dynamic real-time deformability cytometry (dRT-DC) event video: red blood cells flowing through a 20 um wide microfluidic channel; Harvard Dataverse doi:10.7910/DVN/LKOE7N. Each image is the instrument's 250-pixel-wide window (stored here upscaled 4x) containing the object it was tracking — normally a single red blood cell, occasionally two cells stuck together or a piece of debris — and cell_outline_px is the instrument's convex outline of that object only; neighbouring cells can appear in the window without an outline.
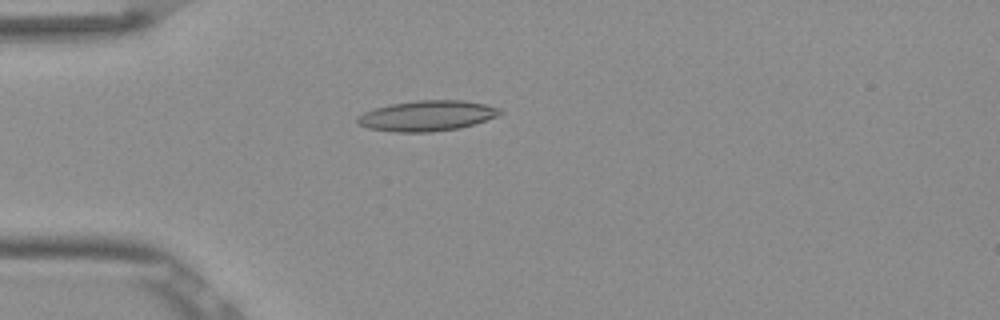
{"species": "Egyptian fruit bat (a non-hibernating species)", "species_latin": "Rousettus aegyptiacus", "temperature_condition": "room temperature", "stored_images_in_passage": 40, "camera_frame_rate_fps": 3000, "um_per_image_px": 0.085, "frame": {"image": 1, "passage_image": 2, "time_ms": 0.333, "image_size_px": [1000, 320], "cell_outline_px": [[504, 112], [496, 116], [460, 128], [432, 132], [396, 132], [368, 128], [360, 124], [356, 120], [356, 116], [364, 112], [376, 108], [392, 104], [416, 100], [464, 100], [484, 104], [500, 108]], "centroid_in_image_um": [36.29, 9.84], "position_along_channel_um": 48.7, "area_um2": 25.14}}
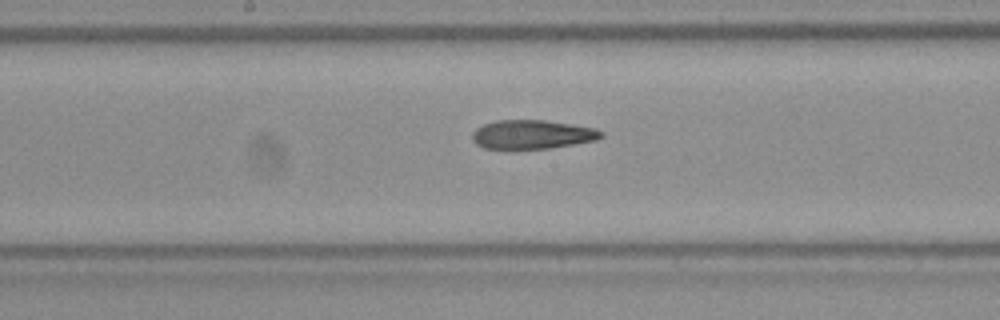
{"frame": {"image": 2, "passage_image": 15, "time_ms": 4.667, "image_size_px": [1000, 320], "cell_outline_px": [[604, 136], [596, 140], [548, 148], [484, 148], [476, 144], [472, 140], [472, 132], [476, 128], [484, 124], [496, 120], [544, 120], [572, 124], [596, 128], [604, 132]], "centroid_in_image_um": [45.24, 11.41], "position_along_channel_um": 203.0, "area_um2": 21.62}}
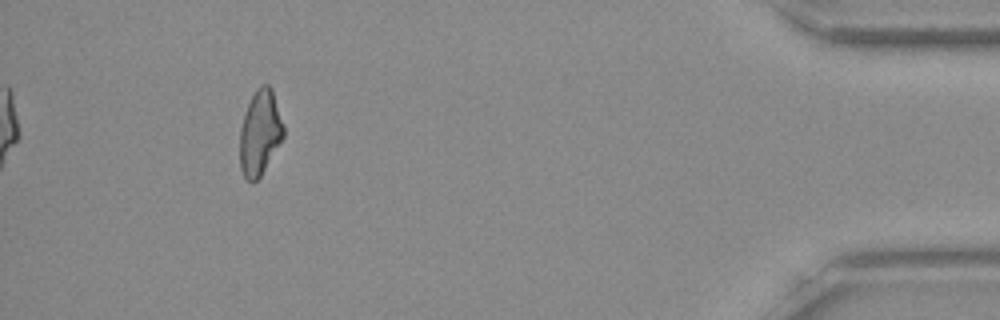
{"frame": {"image": 3, "passage_image": 36, "time_ms": 11.667, "image_size_px": [1000, 320], "cell_outline_px": [[284, 136], [260, 176], [252, 184], [244, 176], [240, 168], [240, 128], [248, 104], [256, 88], [260, 84], [268, 84], [272, 88], [284, 124]], "centroid_in_image_um": [22.1, 11.26], "position_along_channel_um": 413.1, "area_um2": 21.56}, "authors_computed_cell_mechanics": {"area_um2": 22.3397, "velocity_mm_per_s": 3.875, "shape_relaxation_time_tau1_ms": null, "shape_relaxation_time_tau2_ms": 3.583, "deformation_change_tau1": null, "deformation_change_tau2": 0.1363}}